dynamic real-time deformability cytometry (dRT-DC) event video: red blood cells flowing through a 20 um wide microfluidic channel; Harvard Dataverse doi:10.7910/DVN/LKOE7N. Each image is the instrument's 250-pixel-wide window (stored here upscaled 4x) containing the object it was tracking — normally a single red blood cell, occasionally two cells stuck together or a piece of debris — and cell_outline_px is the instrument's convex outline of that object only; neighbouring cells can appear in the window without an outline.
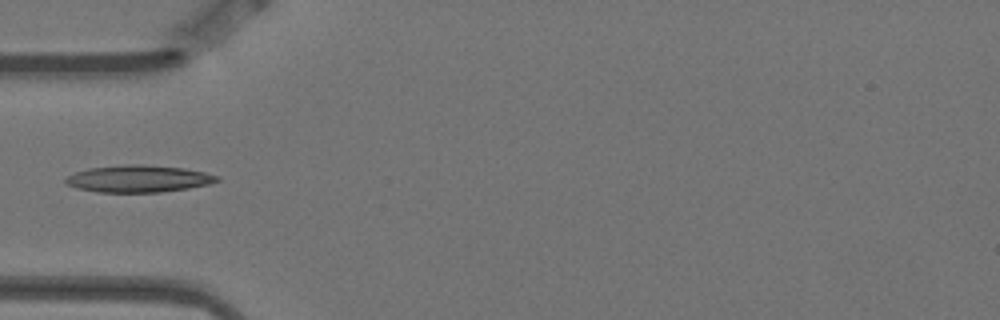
{"species": "Egyptian fruit bat (a non-hibernating species)", "species_latin": "Rousettus aegyptiacus", "temperature_condition": "warm", "stored_images_in_passage": 4, "camera_frame_rate_fps": 3000, "um_per_image_px": 0.085, "animal": {"sex": "female"}, "frame": {"image": 1, "passage_image": 3, "time_ms": 0.667, "image_size_px": [1000, 320], "cell_outline_px": [[220, 180], [208, 184], [188, 188], [160, 192], [96, 192], [76, 188], [68, 184], [64, 180], [68, 176], [76, 172], [88, 168], [124, 164], [140, 164], [184, 168], [204, 172], [220, 176]], "centroid_in_image_um": [11.77, 15.19], "position_along_channel_um": 73.2, "area_um2": 23.81}}
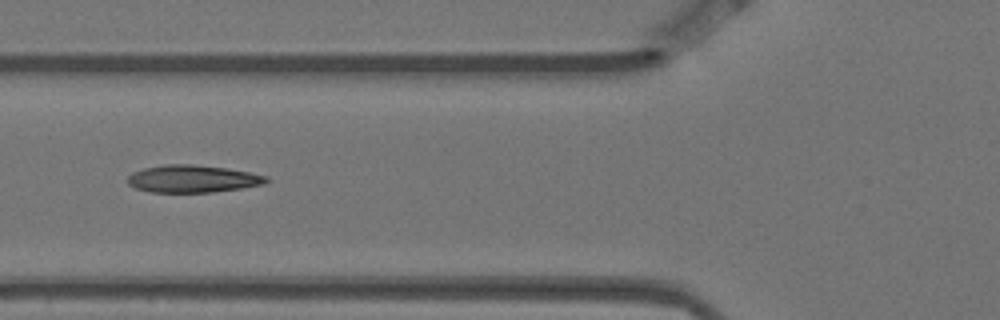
{"frame": {"image": 2, "passage_image": 4, "time_ms": 1.0, "image_size_px": [1000, 320], "cell_outline_px": [[268, 180], [264, 184], [240, 188], [212, 192], [148, 192], [136, 188], [128, 184], [128, 176], [132, 172], [144, 168], [164, 164], [192, 164], [224, 168], [248, 172], [268, 176]], "centroid_in_image_um": [16.34, 15.2], "position_along_channel_um": 109.5, "area_um2": 22.02}}